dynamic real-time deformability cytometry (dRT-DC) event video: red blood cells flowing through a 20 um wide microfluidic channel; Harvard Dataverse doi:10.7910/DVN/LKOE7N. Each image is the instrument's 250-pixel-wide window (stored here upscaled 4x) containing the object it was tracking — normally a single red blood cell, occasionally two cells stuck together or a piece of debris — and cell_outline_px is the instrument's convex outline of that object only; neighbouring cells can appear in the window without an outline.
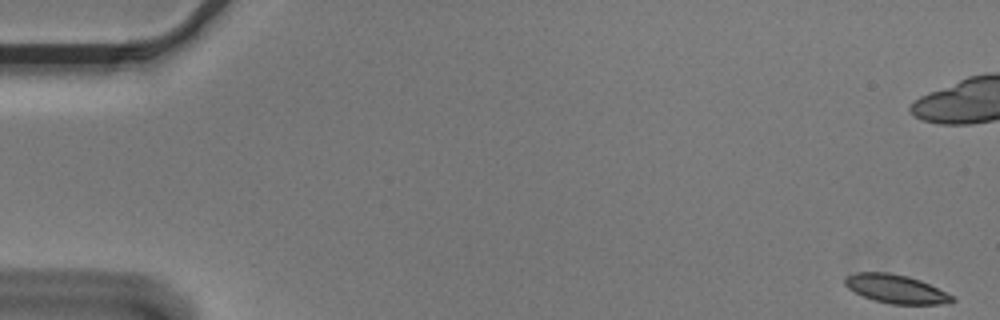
{"species": "Egyptian fruit bat (a non-hibernating species)", "species_latin": "Rousettus aegyptiacus", "temperature_condition": "cold", "stored_images_in_passage": 56, "camera_frame_rate_fps": 3000, "um_per_image_px": 0.085, "animal": {"sex": "male"}, "frame": {"image": 1, "passage_image": 1, "time_ms": 0.0, "image_size_px": [1000, 320], "cell_outline_px": [[956, 300], [940, 304], [888, 304], [872, 300], [848, 288], [844, 284], [844, 276], [856, 272], [888, 272], [908, 276], [920, 280], [952, 296]], "centroid_in_image_um": [76.08, 24.55], "position_along_channel_um": 8.9, "area_um2": 17.74}}
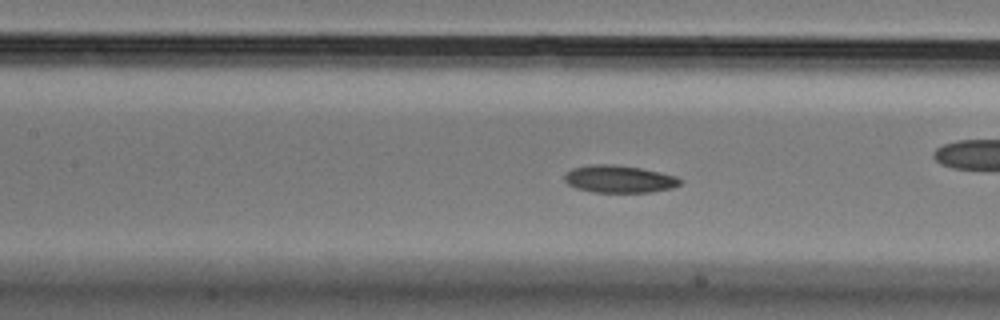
{"frame": {"image": 2, "passage_image": 25, "time_ms": 8.0, "image_size_px": [1000, 320], "cell_outline_px": [[684, 180], [680, 184], [672, 188], [648, 192], [592, 192], [576, 188], [568, 184], [564, 180], [564, 176], [572, 168], [588, 164], [612, 164], [640, 168], [660, 172], [676, 176]], "centroid_in_image_um": [52.63, 15.21], "position_along_channel_um": 154.8, "area_um2": 18.5}}
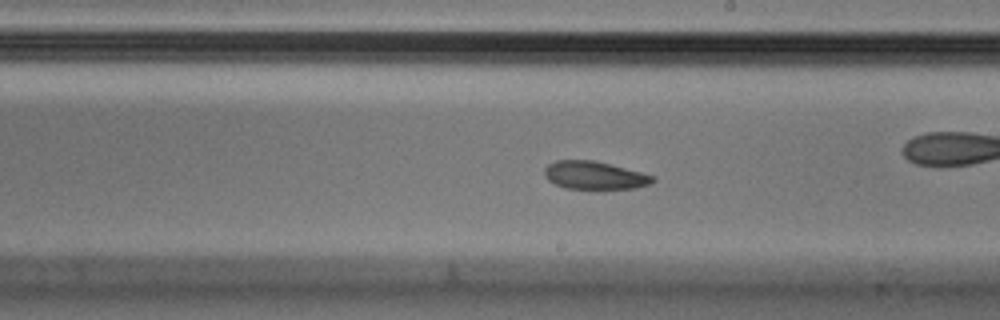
{"frame": {"image": 3, "passage_image": 32, "time_ms": 10.333, "image_size_px": [1000, 320], "cell_outline_px": [[656, 180], [652, 184], [636, 188], [604, 192], [600, 192], [564, 188], [548, 180], [544, 176], [544, 168], [548, 164], [556, 160], [596, 160], [640, 172], [652, 176]], "centroid_in_image_um": [50.55, 14.96], "position_along_channel_um": 238.5, "area_um2": 18.67}, "authors_computed_cell_mechanics": {"area_um2": 18.8139, "velocity_mm_per_s": 3.5936, "shape_relaxation_time_tau1_ms": 8.2463, "shape_relaxation_time_tau2_ms": null, "deformation_change_tau1": 0.1513, "deformation_change_tau2": null}}